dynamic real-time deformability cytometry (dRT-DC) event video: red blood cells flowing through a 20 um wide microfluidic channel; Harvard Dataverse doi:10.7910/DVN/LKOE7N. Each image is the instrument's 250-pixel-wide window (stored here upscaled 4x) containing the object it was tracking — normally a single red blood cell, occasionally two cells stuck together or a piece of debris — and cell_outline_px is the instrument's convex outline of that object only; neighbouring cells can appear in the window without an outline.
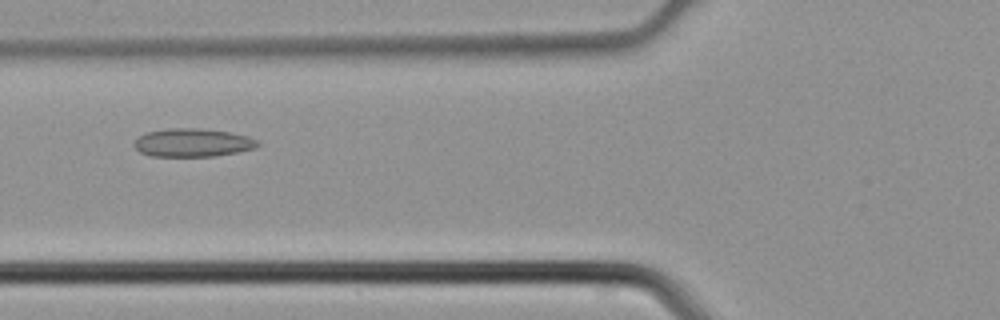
{"species": "common noctule bat (a hibernating species)", "species_latin": "Nyctalus noctula", "temperature_condition": "cold", "stored_images_in_passage": 40, "camera_frame_rate_fps": 3000, "um_per_image_px": 0.085, "animal": {"sex": "male", "body_mass_g": 21.5, "forearm_length_mm": 52.0}, "frame": {"image": 1, "passage_image": 13, "time_ms": 4.0, "image_size_px": [1000, 320], "cell_outline_px": [[260, 144], [256, 148], [236, 152], [212, 156], [152, 156], [140, 152], [132, 144], [140, 136], [148, 132], [168, 128], [200, 128], [228, 132], [248, 136], [260, 140]], "centroid_in_image_um": [16.4, 12.12], "position_along_channel_um": 109.4, "area_um2": 20.29}}
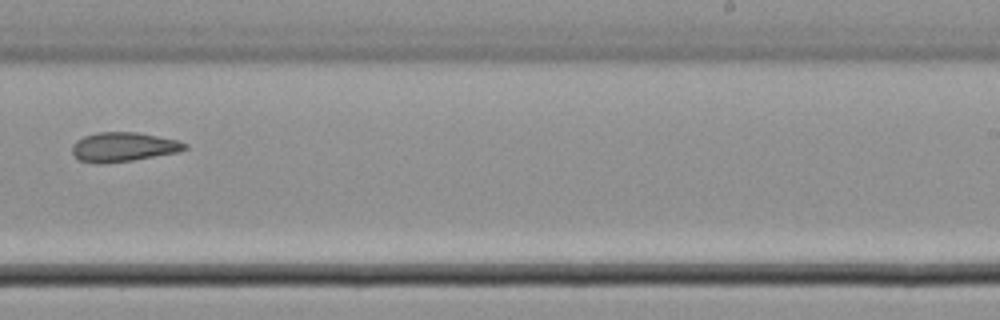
{"frame": {"image": 2, "passage_image": 24, "time_ms": 7.667, "image_size_px": [1000, 320], "cell_outline_px": [[188, 148], [176, 152], [132, 160], [80, 160], [72, 152], [72, 144], [76, 140], [84, 136], [96, 132], [136, 132], [176, 140], [188, 144]], "centroid_in_image_um": [10.52, 12.43], "position_along_channel_um": 278.5, "area_um2": 18.26}}
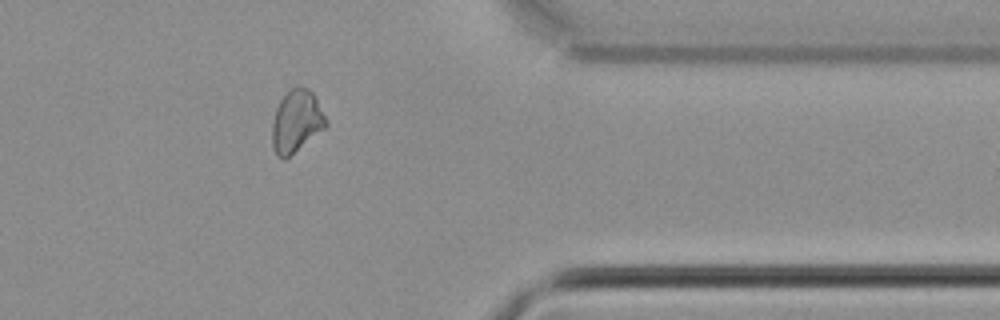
{"frame": {"image": 3, "passage_image": 32, "time_ms": 10.333, "image_size_px": [1000, 320], "cell_outline_px": [[328, 124], [324, 128], [284, 160], [276, 156], [272, 144], [272, 124], [276, 108], [280, 100], [296, 84], [308, 88], [312, 92]], "centroid_in_image_um": [25.16, 10.31], "position_along_channel_um": 386.2, "area_um2": 19.19}}